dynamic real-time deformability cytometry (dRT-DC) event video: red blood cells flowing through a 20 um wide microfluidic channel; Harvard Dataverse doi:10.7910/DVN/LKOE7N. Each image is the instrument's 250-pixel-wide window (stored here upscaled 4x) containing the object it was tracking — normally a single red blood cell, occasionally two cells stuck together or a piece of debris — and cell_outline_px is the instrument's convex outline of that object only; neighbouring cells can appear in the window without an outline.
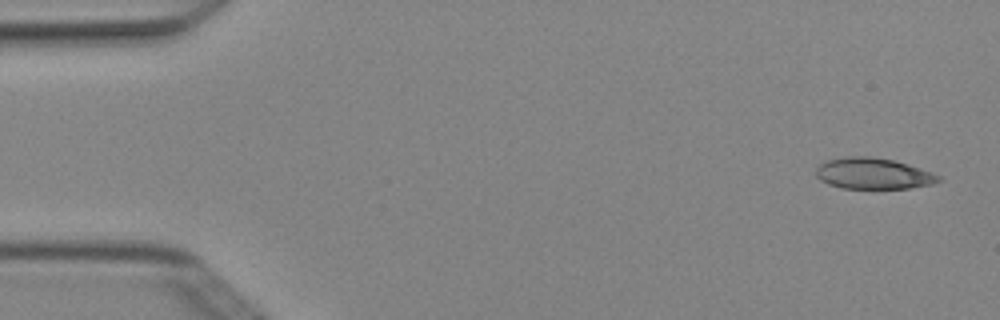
{"species": "Egyptian fruit bat (a non-hibernating species)", "species_latin": "Rousettus aegyptiacus", "temperature_condition": "cold", "stored_images_in_passage": 6, "camera_frame_rate_fps": 3000, "um_per_image_px": 0.085, "animal": {"sex": "female"}, "frame": {"image": 1, "passage_image": 1, "time_ms": 0.0, "image_size_px": [1000, 320], "cell_outline_px": [[944, 180], [932, 184], [908, 188], [840, 188], [828, 184], [820, 180], [816, 176], [816, 168], [820, 164], [828, 160], [844, 156], [872, 156], [892, 160], [908, 164], [932, 172], [940, 176]], "centroid_in_image_um": [74.22, 14.75], "position_along_channel_um": 10.8, "area_um2": 22.31}}
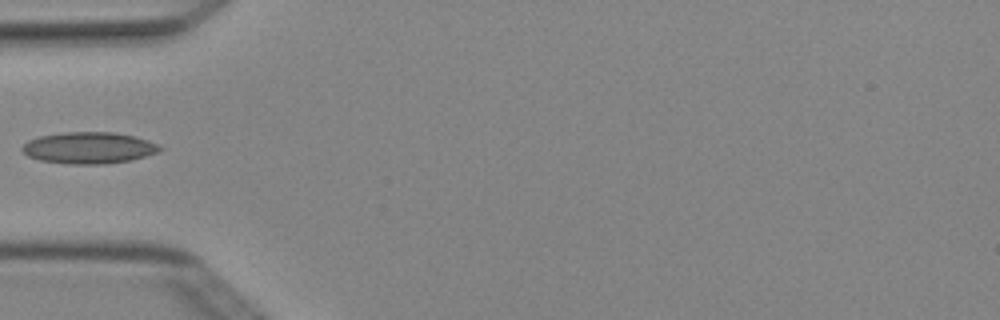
{"frame": {"image": 2, "passage_image": 5, "time_ms": 1.333, "image_size_px": [1000, 320], "cell_outline_px": [[164, 148], [160, 152], [132, 160], [104, 164], [68, 164], [40, 160], [28, 156], [20, 148], [28, 140], [40, 136], [64, 132], [112, 132], [132, 136], [148, 140]], "centroid_in_image_um": [7.56, 12.57], "position_along_channel_um": 77.4, "area_um2": 25.32}}
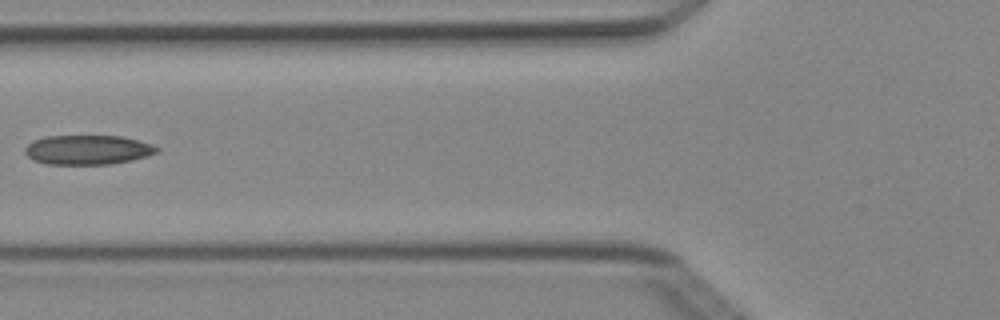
{"frame": {"image": 3, "passage_image": 6, "time_ms": 1.667, "image_size_px": [1000, 320], "cell_outline_px": [[160, 152], [148, 156], [132, 160], [112, 164], [48, 164], [32, 160], [24, 152], [24, 148], [32, 140], [44, 136], [120, 136], [152, 144], [160, 148]], "centroid_in_image_um": [7.45, 12.73], "position_along_channel_um": 118.3, "area_um2": 22.83}}